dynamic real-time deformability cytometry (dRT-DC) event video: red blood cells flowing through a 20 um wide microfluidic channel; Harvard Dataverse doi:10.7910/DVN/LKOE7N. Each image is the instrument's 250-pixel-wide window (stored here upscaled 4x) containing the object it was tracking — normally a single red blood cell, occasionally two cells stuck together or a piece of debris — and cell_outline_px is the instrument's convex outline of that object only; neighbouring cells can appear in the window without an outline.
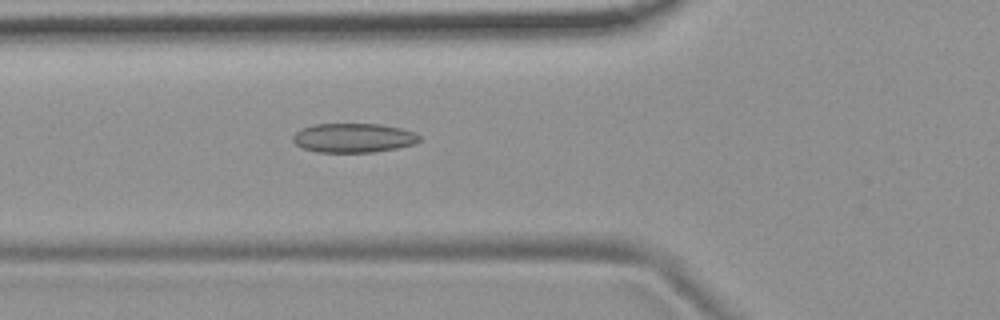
{"species": "common noctule bat (a hibernating species)", "species_latin": "Nyctalus noctula", "temperature_condition": "room temperature", "stored_images_in_passage": 54, "camera_frame_rate_fps": 3000, "um_per_image_px": 0.085, "animal": {"sex": "female", "body_mass_g": 19.9}, "frame": {"image": 1, "passage_image": 20, "time_ms": 6.333, "image_size_px": [1000, 320], "cell_outline_px": [[420, 140], [412, 144], [396, 148], [372, 152], [316, 152], [304, 148], [296, 144], [292, 140], [292, 136], [296, 132], [304, 128], [316, 124], [380, 124], [400, 128], [416, 132], [420, 136]], "centroid_in_image_um": [30.05, 11.72], "position_along_channel_um": 95.8, "area_um2": 21.39}}
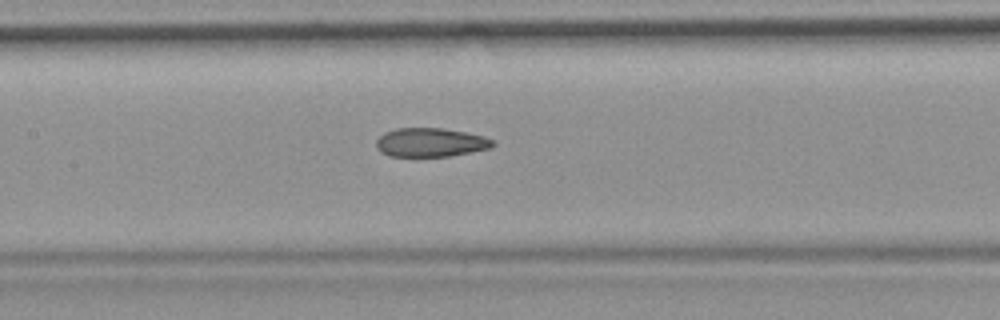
{"frame": {"image": 2, "passage_image": 26, "time_ms": 8.333, "image_size_px": [1000, 320], "cell_outline_px": [[496, 144], [488, 148], [448, 156], [388, 156], [380, 152], [376, 144], [376, 140], [384, 132], [396, 128], [444, 128], [484, 136], [496, 140]], "centroid_in_image_um": [36.58, 12.09], "position_along_channel_um": 170.8, "area_um2": 19.54}}
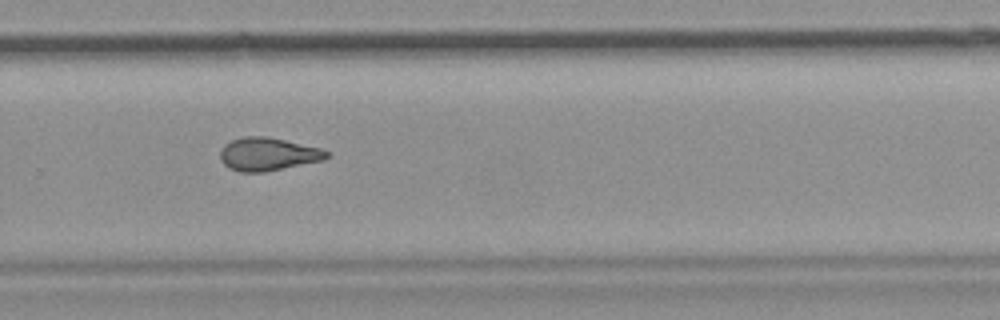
{"frame": {"image": 3, "passage_image": 37, "time_ms": 12.0, "image_size_px": [1000, 320], "cell_outline_px": [[332, 156], [324, 160], [264, 172], [240, 172], [228, 168], [220, 160], [220, 152], [224, 144], [232, 140], [244, 136], [268, 136], [320, 148], [328, 152]], "centroid_in_image_um": [22.77, 13.1], "position_along_channel_um": 307.0, "area_um2": 20.63}, "authors_computed_cell_mechanics": {"area_um2": 20.9525, "velocity_mm_per_s": 3.7317, "shape_relaxation_time_tau1_ms": null, "shape_relaxation_time_tau2_ms": 2.8311, "deformation_change_tau1": null, "deformation_change_tau2": 0.1047}}